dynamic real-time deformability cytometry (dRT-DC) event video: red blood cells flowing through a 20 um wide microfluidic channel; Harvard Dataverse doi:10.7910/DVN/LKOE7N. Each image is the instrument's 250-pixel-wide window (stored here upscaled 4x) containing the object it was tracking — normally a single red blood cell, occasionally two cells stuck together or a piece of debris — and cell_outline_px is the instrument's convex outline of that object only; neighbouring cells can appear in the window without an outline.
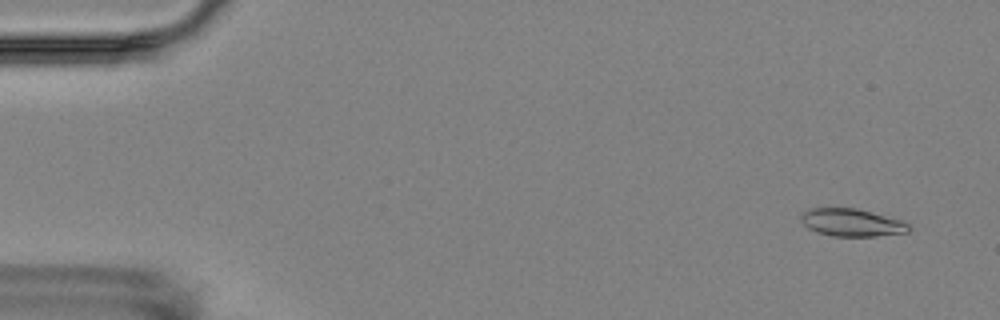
{"species": "Egyptian fruit bat (a non-hibernating species)", "species_latin": "Rousettus aegyptiacus", "temperature_condition": "room temperature", "stored_images_in_passage": 5, "camera_frame_rate_fps": 3000, "um_per_image_px": 0.085, "animal": {"sex": "female"}, "frame": {"image": 1, "passage_image": 1, "time_ms": 0.0, "image_size_px": [1000, 320], "cell_outline_px": [[912, 228], [908, 232], [876, 236], [832, 236], [816, 232], [808, 228], [800, 220], [800, 216], [808, 208], [856, 208], [900, 220], [908, 224]], "centroid_in_image_um": [72.37, 18.92], "position_along_channel_um": 12.6, "area_um2": 17.28}}
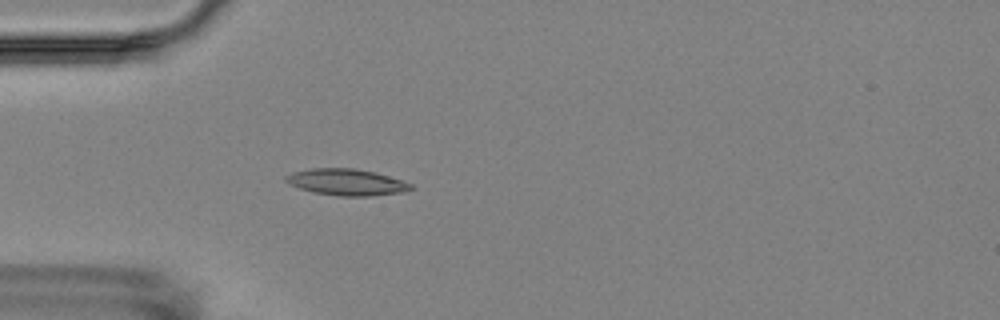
{"frame": {"image": 2, "passage_image": 5, "time_ms": 4.333, "image_size_px": [1000, 320], "cell_outline_px": [[412, 188], [404, 192], [368, 196], [340, 196], [312, 192], [288, 184], [284, 180], [284, 176], [292, 172], [312, 168], [356, 168], [388, 176], [412, 184]], "centroid_in_image_um": [29.4, 15.48], "position_along_channel_um": 55.6, "area_um2": 19.19}}